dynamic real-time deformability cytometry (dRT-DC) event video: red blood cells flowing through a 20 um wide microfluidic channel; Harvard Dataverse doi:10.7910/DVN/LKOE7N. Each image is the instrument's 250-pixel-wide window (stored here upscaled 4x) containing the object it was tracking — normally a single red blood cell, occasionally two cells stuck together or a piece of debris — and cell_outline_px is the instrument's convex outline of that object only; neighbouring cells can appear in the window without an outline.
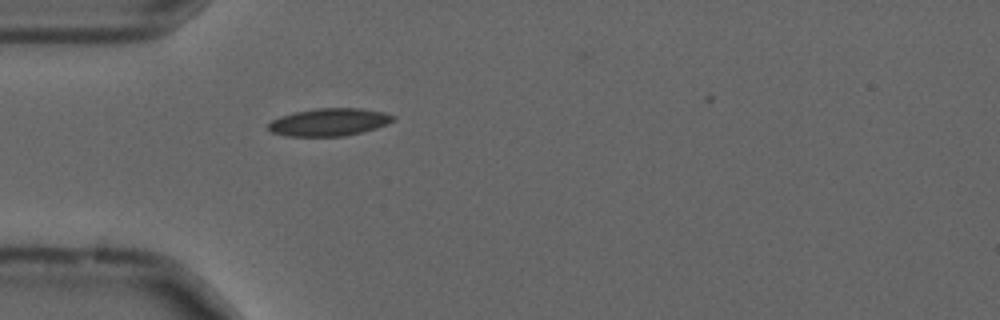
{"species": "common noctule bat (a hibernating species)", "species_latin": "Nyctalus noctula", "temperature_condition": "cold", "stored_images_in_passage": 5, "camera_frame_rate_fps": 3000, "um_per_image_px": 0.085, "animal": {"sex": "male", "forearm_length_mm": 52.5}, "frame": {"image": 1, "passage_image": 1, "time_ms": 0.0, "image_size_px": [1000, 320], "cell_outline_px": [[396, 120], [388, 124], [376, 128], [344, 136], [288, 136], [272, 132], [268, 128], [268, 124], [272, 120], [280, 116], [292, 112], [316, 108], [360, 108], [384, 112], [396, 116]], "centroid_in_image_um": [28.0, 10.37], "position_along_channel_um": 57.0, "area_um2": 20.17}}
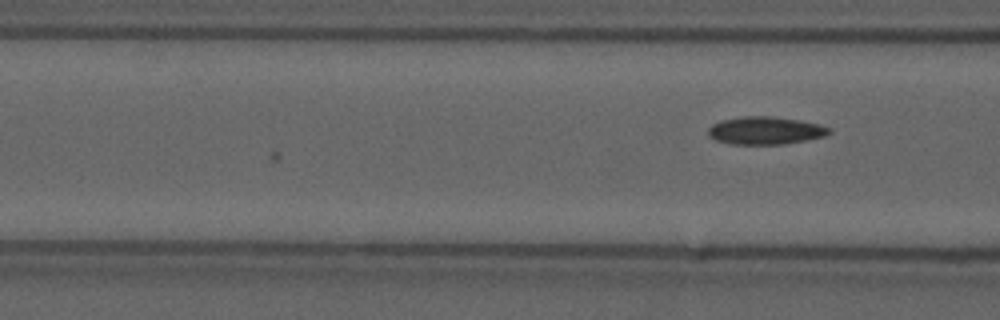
{"frame": {"image": 2, "passage_image": 5, "time_ms": 1.333, "image_size_px": [1000, 320], "cell_outline_px": [[832, 132], [824, 136], [784, 144], [732, 144], [716, 140], [708, 136], [708, 128], [712, 124], [720, 120], [744, 116], [772, 116], [800, 120], [820, 124], [832, 128]], "centroid_in_image_um": [65.06, 11.09], "position_along_channel_um": 101.5, "area_um2": 19.65}}